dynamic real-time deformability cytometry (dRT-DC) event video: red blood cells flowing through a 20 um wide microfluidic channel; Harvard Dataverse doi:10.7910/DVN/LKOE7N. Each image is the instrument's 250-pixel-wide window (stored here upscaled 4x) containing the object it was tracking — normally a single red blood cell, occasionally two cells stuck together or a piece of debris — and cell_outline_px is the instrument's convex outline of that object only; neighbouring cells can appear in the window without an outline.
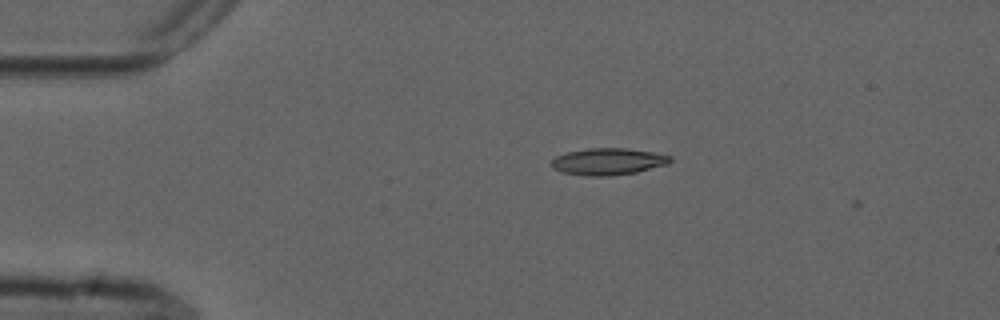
{"species": "common noctule bat (a hibernating species)", "species_latin": "Nyctalus noctula", "temperature_condition": "cold", "stored_images_in_passage": 3, "camera_frame_rate_fps": 3000, "um_per_image_px": 0.085, "animal": {"sex": "male", "forearm_length_mm": 52.5}, "frame": {"image": 1, "passage_image": 2, "time_ms": 0.333, "image_size_px": [1000, 320], "cell_outline_px": [[672, 160], [668, 164], [636, 172], [608, 176], [588, 176], [564, 172], [552, 168], [548, 164], [556, 156], [568, 152], [588, 148], [628, 148], [652, 152], [672, 156]], "centroid_in_image_um": [51.68, 13.72], "position_along_channel_um": 33.3, "area_um2": 18.55}}